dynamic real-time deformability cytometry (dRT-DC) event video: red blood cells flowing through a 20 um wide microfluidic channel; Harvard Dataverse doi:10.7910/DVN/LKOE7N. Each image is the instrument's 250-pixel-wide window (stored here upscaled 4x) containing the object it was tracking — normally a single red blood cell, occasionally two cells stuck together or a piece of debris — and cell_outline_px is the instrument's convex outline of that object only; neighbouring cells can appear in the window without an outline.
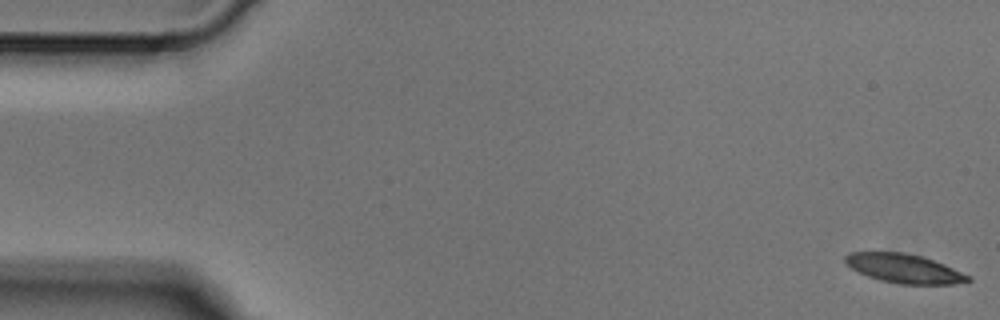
{"species": "Egyptian fruit bat (a non-hibernating species)", "species_latin": "Rousettus aegyptiacus", "temperature_condition": "cold", "stored_images_in_passage": 7, "camera_frame_rate_fps": 3000, "um_per_image_px": 0.085, "animal": {"sex": "male"}, "frame": {"image": 1, "passage_image": 1, "time_ms": 0.0, "image_size_px": [1000, 320], "cell_outline_px": [[972, 280], [952, 284], [900, 284], [880, 280], [868, 276], [844, 264], [844, 256], [848, 252], [908, 252], [944, 264], [972, 276]], "centroid_in_image_um": [76.84, 22.81], "position_along_channel_um": 8.2, "area_um2": 20.81}}
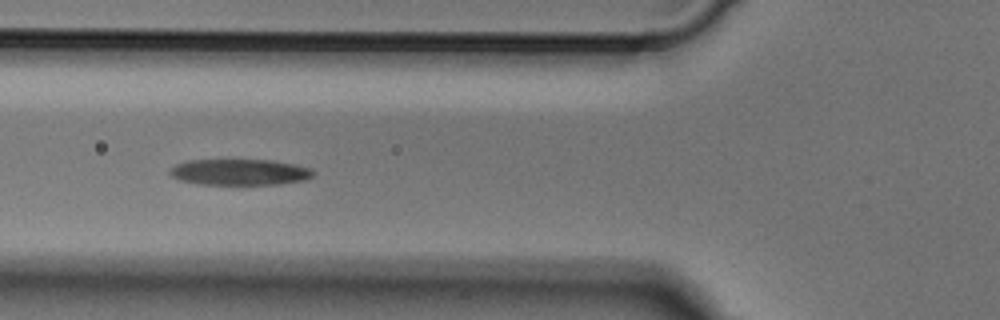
{"frame": {"image": 2, "passage_image": 5, "time_ms": 1.333, "image_size_px": [1000, 320], "cell_outline_px": [[316, 172], [312, 176], [304, 180], [280, 184], [200, 184], [180, 180], [172, 176], [168, 172], [168, 168], [176, 164], [188, 160], [272, 160], [312, 168]], "centroid_in_image_um": [20.36, 14.62], "position_along_channel_um": 105.4, "area_um2": 21.79}}
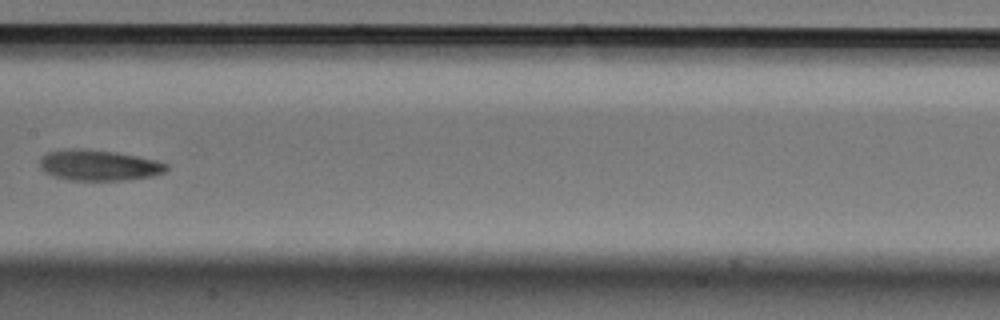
{"frame": {"image": 3, "passage_image": 7, "time_ms": 2.0, "image_size_px": [1000, 320], "cell_outline_px": [[168, 168], [164, 172], [152, 176], [132, 180], [68, 180], [52, 176], [44, 172], [40, 168], [40, 156], [48, 152], [68, 148], [88, 148], [116, 152], [156, 160], [168, 164]], "centroid_in_image_um": [8.37, 14.04], "position_along_channel_um": 199.0, "area_um2": 23.06}}